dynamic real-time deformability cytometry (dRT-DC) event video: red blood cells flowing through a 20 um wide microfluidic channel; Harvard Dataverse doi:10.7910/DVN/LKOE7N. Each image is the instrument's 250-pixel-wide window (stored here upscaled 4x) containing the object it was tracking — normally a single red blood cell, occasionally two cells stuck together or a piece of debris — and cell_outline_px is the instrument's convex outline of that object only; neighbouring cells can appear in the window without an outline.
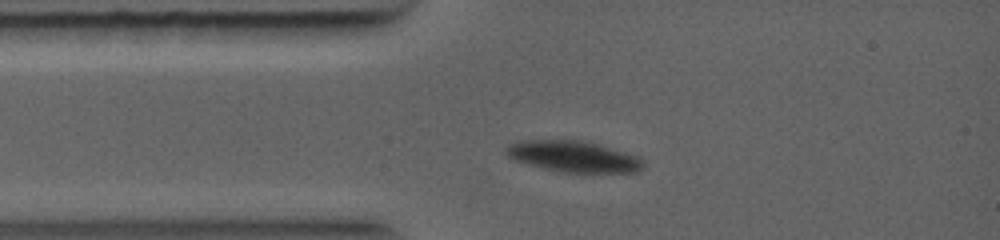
{"species": "common noctule bat (a hibernating species)", "species_latin": "Nyctalus noctula", "temperature_condition": "warm", "stored_images_in_passage": 43, "camera_frame_rate_fps": 5000, "um_per_image_px": 0.085, "animal": {"sex": "female", "body_mass_g": 19.0, "forearm_length_mm": 56.7}, "frame": {"image": 1, "passage_image": 1, "time_ms": 0.0, "image_size_px": [1000, 240], "cell_outline_px": [[644, 168], [640, 172], [560, 172], [540, 168], [516, 160], [508, 156], [504, 152], [504, 148], [508, 144], [520, 140], [580, 140], [600, 144], [640, 156], [644, 160]], "centroid_in_image_um": [48.77, 13.3], "position_along_channel_um": 36.2, "area_um2": 25.26}}
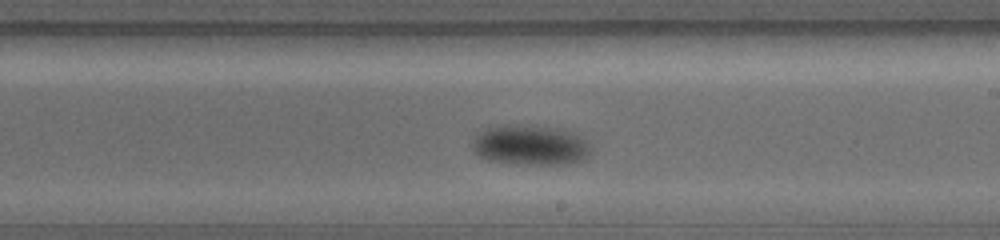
{"frame": {"image": 2, "passage_image": 23, "time_ms": 4.4, "image_size_px": [1000, 240], "cell_outline_px": [[588, 152], [584, 160], [564, 164], [504, 164], [488, 160], [480, 156], [472, 148], [472, 140], [476, 132], [484, 128], [496, 124], [536, 124], [560, 128], [572, 132], [580, 136], [588, 144]], "centroid_in_image_um": [44.98, 12.3], "position_along_channel_um": 244.0, "area_um2": 28.5}}
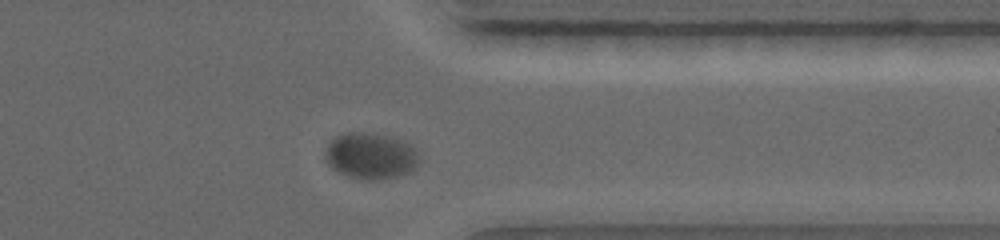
{"frame": {"image": 3, "passage_image": 37, "time_ms": 7.2, "image_size_px": [1000, 240], "cell_outline_px": [[420, 160], [416, 168], [408, 172], [396, 176], [380, 180], [368, 180], [348, 176], [332, 168], [328, 164], [324, 152], [328, 144], [336, 136], [344, 132], [372, 132], [392, 136], [404, 140], [412, 144]], "centroid_in_image_um": [31.52, 13.22], "position_along_channel_um": 379.9, "area_um2": 25.66}}